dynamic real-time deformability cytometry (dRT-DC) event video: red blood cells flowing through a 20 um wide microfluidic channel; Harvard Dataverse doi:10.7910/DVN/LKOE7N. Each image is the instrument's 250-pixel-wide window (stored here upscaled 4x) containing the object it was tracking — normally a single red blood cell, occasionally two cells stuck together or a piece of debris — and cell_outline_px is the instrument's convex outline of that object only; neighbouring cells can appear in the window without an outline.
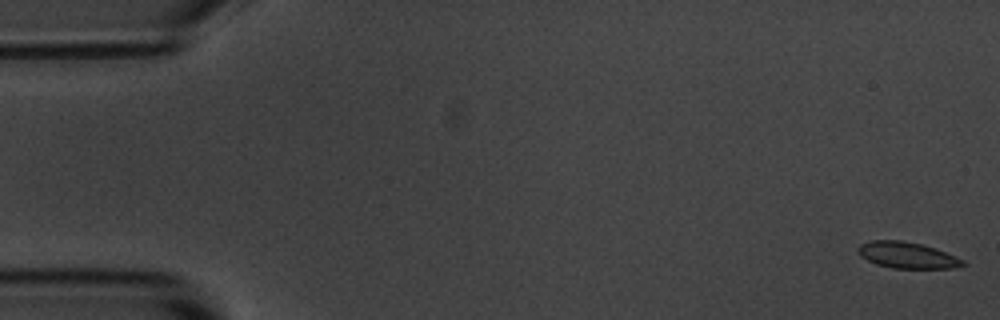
{"species": "common noctule bat (a hibernating species)", "species_latin": "Nyctalus noctula", "temperature_condition": "room temperature", "stored_images_in_passage": 5, "camera_frame_rate_fps": 3000, "um_per_image_px": 0.085, "animal": {"sex": "male", "body_mass_g": 20.1, "forearm_length_mm": 53.5}, "frame": {"image": 1, "passage_image": 1, "time_ms": 0.0, "image_size_px": [1000, 320], "cell_outline_px": [[968, 264], [952, 268], [892, 268], [876, 264], [860, 256], [856, 252], [856, 248], [860, 244], [868, 240], [900, 240], [920, 244], [936, 248], [956, 256], [964, 260]], "centroid_in_image_um": [77.08, 21.68], "position_along_channel_um": 7.9, "area_um2": 16.18}}